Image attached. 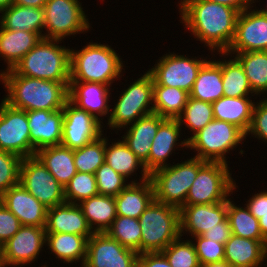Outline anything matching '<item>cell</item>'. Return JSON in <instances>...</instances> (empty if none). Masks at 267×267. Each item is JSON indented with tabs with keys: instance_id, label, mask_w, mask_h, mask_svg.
<instances>
[{
	"instance_id": "cell-1",
	"label": "cell",
	"mask_w": 267,
	"mask_h": 267,
	"mask_svg": "<svg viewBox=\"0 0 267 267\" xmlns=\"http://www.w3.org/2000/svg\"><path fill=\"white\" fill-rule=\"evenodd\" d=\"M181 23L211 52H226L230 47L239 12L208 0H181Z\"/></svg>"
},
{
	"instance_id": "cell-2",
	"label": "cell",
	"mask_w": 267,
	"mask_h": 267,
	"mask_svg": "<svg viewBox=\"0 0 267 267\" xmlns=\"http://www.w3.org/2000/svg\"><path fill=\"white\" fill-rule=\"evenodd\" d=\"M0 81L8 91L3 100L24 111L63 109L68 100L70 83L25 77L12 69L0 72Z\"/></svg>"
},
{
	"instance_id": "cell-3",
	"label": "cell",
	"mask_w": 267,
	"mask_h": 267,
	"mask_svg": "<svg viewBox=\"0 0 267 267\" xmlns=\"http://www.w3.org/2000/svg\"><path fill=\"white\" fill-rule=\"evenodd\" d=\"M122 58L108 44L89 42L80 50H70V81L109 85L121 75ZM115 79V80H114Z\"/></svg>"
},
{
	"instance_id": "cell-4",
	"label": "cell",
	"mask_w": 267,
	"mask_h": 267,
	"mask_svg": "<svg viewBox=\"0 0 267 267\" xmlns=\"http://www.w3.org/2000/svg\"><path fill=\"white\" fill-rule=\"evenodd\" d=\"M42 38L12 69L25 77L70 83V48Z\"/></svg>"
},
{
	"instance_id": "cell-5",
	"label": "cell",
	"mask_w": 267,
	"mask_h": 267,
	"mask_svg": "<svg viewBox=\"0 0 267 267\" xmlns=\"http://www.w3.org/2000/svg\"><path fill=\"white\" fill-rule=\"evenodd\" d=\"M141 227L140 254L162 252L181 236L179 208L154 200L138 218Z\"/></svg>"
},
{
	"instance_id": "cell-6",
	"label": "cell",
	"mask_w": 267,
	"mask_h": 267,
	"mask_svg": "<svg viewBox=\"0 0 267 267\" xmlns=\"http://www.w3.org/2000/svg\"><path fill=\"white\" fill-rule=\"evenodd\" d=\"M207 161L197 157L159 168L150 174L157 202L181 208L186 201L187 194L197 177L198 170Z\"/></svg>"
},
{
	"instance_id": "cell-7",
	"label": "cell",
	"mask_w": 267,
	"mask_h": 267,
	"mask_svg": "<svg viewBox=\"0 0 267 267\" xmlns=\"http://www.w3.org/2000/svg\"><path fill=\"white\" fill-rule=\"evenodd\" d=\"M246 134L236 125L213 119L188 140V148L197 151L194 157L228 164L226 153L244 143Z\"/></svg>"
},
{
	"instance_id": "cell-8",
	"label": "cell",
	"mask_w": 267,
	"mask_h": 267,
	"mask_svg": "<svg viewBox=\"0 0 267 267\" xmlns=\"http://www.w3.org/2000/svg\"><path fill=\"white\" fill-rule=\"evenodd\" d=\"M153 87V76L147 71L126 90L123 89L107 120L109 128L120 131V128L125 129L139 118L154 113Z\"/></svg>"
},
{
	"instance_id": "cell-9",
	"label": "cell",
	"mask_w": 267,
	"mask_h": 267,
	"mask_svg": "<svg viewBox=\"0 0 267 267\" xmlns=\"http://www.w3.org/2000/svg\"><path fill=\"white\" fill-rule=\"evenodd\" d=\"M228 164L207 161L199 170L184 205L213 204L229 199L238 186ZM230 194V196H229Z\"/></svg>"
},
{
	"instance_id": "cell-10",
	"label": "cell",
	"mask_w": 267,
	"mask_h": 267,
	"mask_svg": "<svg viewBox=\"0 0 267 267\" xmlns=\"http://www.w3.org/2000/svg\"><path fill=\"white\" fill-rule=\"evenodd\" d=\"M81 4L80 0H47L43 38L62 40L66 36L88 32L91 25Z\"/></svg>"
},
{
	"instance_id": "cell-11",
	"label": "cell",
	"mask_w": 267,
	"mask_h": 267,
	"mask_svg": "<svg viewBox=\"0 0 267 267\" xmlns=\"http://www.w3.org/2000/svg\"><path fill=\"white\" fill-rule=\"evenodd\" d=\"M19 183L47 208L66 202L64 187L36 156L22 158Z\"/></svg>"
},
{
	"instance_id": "cell-12",
	"label": "cell",
	"mask_w": 267,
	"mask_h": 267,
	"mask_svg": "<svg viewBox=\"0 0 267 267\" xmlns=\"http://www.w3.org/2000/svg\"><path fill=\"white\" fill-rule=\"evenodd\" d=\"M202 57L188 58L184 55L166 53L148 71L153 76V85L176 87L191 92L200 68L207 62Z\"/></svg>"
},
{
	"instance_id": "cell-13",
	"label": "cell",
	"mask_w": 267,
	"mask_h": 267,
	"mask_svg": "<svg viewBox=\"0 0 267 267\" xmlns=\"http://www.w3.org/2000/svg\"><path fill=\"white\" fill-rule=\"evenodd\" d=\"M0 150L17 154L21 158L35 156L31 146L26 111L0 103Z\"/></svg>"
},
{
	"instance_id": "cell-14",
	"label": "cell",
	"mask_w": 267,
	"mask_h": 267,
	"mask_svg": "<svg viewBox=\"0 0 267 267\" xmlns=\"http://www.w3.org/2000/svg\"><path fill=\"white\" fill-rule=\"evenodd\" d=\"M45 227L22 225V227L0 247V267L20 266L34 263L46 244Z\"/></svg>"
},
{
	"instance_id": "cell-15",
	"label": "cell",
	"mask_w": 267,
	"mask_h": 267,
	"mask_svg": "<svg viewBox=\"0 0 267 267\" xmlns=\"http://www.w3.org/2000/svg\"><path fill=\"white\" fill-rule=\"evenodd\" d=\"M267 51V13L247 8L238 14L235 36L221 57L235 53Z\"/></svg>"
},
{
	"instance_id": "cell-16",
	"label": "cell",
	"mask_w": 267,
	"mask_h": 267,
	"mask_svg": "<svg viewBox=\"0 0 267 267\" xmlns=\"http://www.w3.org/2000/svg\"><path fill=\"white\" fill-rule=\"evenodd\" d=\"M138 255L106 232H95L87 241L86 260L82 267H137Z\"/></svg>"
},
{
	"instance_id": "cell-17",
	"label": "cell",
	"mask_w": 267,
	"mask_h": 267,
	"mask_svg": "<svg viewBox=\"0 0 267 267\" xmlns=\"http://www.w3.org/2000/svg\"><path fill=\"white\" fill-rule=\"evenodd\" d=\"M63 131L61 145L78 149L103 135V125L87 111L75 106L69 99L63 107Z\"/></svg>"
},
{
	"instance_id": "cell-18",
	"label": "cell",
	"mask_w": 267,
	"mask_h": 267,
	"mask_svg": "<svg viewBox=\"0 0 267 267\" xmlns=\"http://www.w3.org/2000/svg\"><path fill=\"white\" fill-rule=\"evenodd\" d=\"M26 116L30 129L31 146L35 152L45 147L61 145L63 109L26 111Z\"/></svg>"
},
{
	"instance_id": "cell-19",
	"label": "cell",
	"mask_w": 267,
	"mask_h": 267,
	"mask_svg": "<svg viewBox=\"0 0 267 267\" xmlns=\"http://www.w3.org/2000/svg\"><path fill=\"white\" fill-rule=\"evenodd\" d=\"M179 211L181 237L189 233L192 238L203 235L227 218V200L213 204L183 205Z\"/></svg>"
},
{
	"instance_id": "cell-20",
	"label": "cell",
	"mask_w": 267,
	"mask_h": 267,
	"mask_svg": "<svg viewBox=\"0 0 267 267\" xmlns=\"http://www.w3.org/2000/svg\"><path fill=\"white\" fill-rule=\"evenodd\" d=\"M0 201L19 219L22 225L45 227L48 208L20 183L11 187Z\"/></svg>"
},
{
	"instance_id": "cell-21",
	"label": "cell",
	"mask_w": 267,
	"mask_h": 267,
	"mask_svg": "<svg viewBox=\"0 0 267 267\" xmlns=\"http://www.w3.org/2000/svg\"><path fill=\"white\" fill-rule=\"evenodd\" d=\"M109 87L102 83L70 81L68 99L103 124V119L100 117L108 115L107 119H109V112H111L110 105H108L111 94Z\"/></svg>"
},
{
	"instance_id": "cell-22",
	"label": "cell",
	"mask_w": 267,
	"mask_h": 267,
	"mask_svg": "<svg viewBox=\"0 0 267 267\" xmlns=\"http://www.w3.org/2000/svg\"><path fill=\"white\" fill-rule=\"evenodd\" d=\"M181 125L177 119H166L158 128L157 134L152 140L149 159L144 166L149 174L153 171L168 166L167 160L177 146L188 148V140L179 143ZM178 141V143H177ZM176 146V147H175Z\"/></svg>"
},
{
	"instance_id": "cell-23",
	"label": "cell",
	"mask_w": 267,
	"mask_h": 267,
	"mask_svg": "<svg viewBox=\"0 0 267 267\" xmlns=\"http://www.w3.org/2000/svg\"><path fill=\"white\" fill-rule=\"evenodd\" d=\"M45 231L82 236L94 234L80 206L68 202L48 208Z\"/></svg>"
},
{
	"instance_id": "cell-24",
	"label": "cell",
	"mask_w": 267,
	"mask_h": 267,
	"mask_svg": "<svg viewBox=\"0 0 267 267\" xmlns=\"http://www.w3.org/2000/svg\"><path fill=\"white\" fill-rule=\"evenodd\" d=\"M131 183L114 197L117 215L139 218L144 210L155 200L152 181H130Z\"/></svg>"
},
{
	"instance_id": "cell-25",
	"label": "cell",
	"mask_w": 267,
	"mask_h": 267,
	"mask_svg": "<svg viewBox=\"0 0 267 267\" xmlns=\"http://www.w3.org/2000/svg\"><path fill=\"white\" fill-rule=\"evenodd\" d=\"M264 243L232 235L224 244V260L232 267H262Z\"/></svg>"
},
{
	"instance_id": "cell-26",
	"label": "cell",
	"mask_w": 267,
	"mask_h": 267,
	"mask_svg": "<svg viewBox=\"0 0 267 267\" xmlns=\"http://www.w3.org/2000/svg\"><path fill=\"white\" fill-rule=\"evenodd\" d=\"M41 39L31 31L8 30L0 26V57L7 63L5 71L13 69Z\"/></svg>"
},
{
	"instance_id": "cell-27",
	"label": "cell",
	"mask_w": 267,
	"mask_h": 267,
	"mask_svg": "<svg viewBox=\"0 0 267 267\" xmlns=\"http://www.w3.org/2000/svg\"><path fill=\"white\" fill-rule=\"evenodd\" d=\"M255 102L250 97L222 96L212 103L214 119L236 125L245 134L248 132Z\"/></svg>"
},
{
	"instance_id": "cell-28",
	"label": "cell",
	"mask_w": 267,
	"mask_h": 267,
	"mask_svg": "<svg viewBox=\"0 0 267 267\" xmlns=\"http://www.w3.org/2000/svg\"><path fill=\"white\" fill-rule=\"evenodd\" d=\"M0 26L3 29L31 31L43 38L45 25L44 8L26 7L12 4L0 12Z\"/></svg>"
},
{
	"instance_id": "cell-29",
	"label": "cell",
	"mask_w": 267,
	"mask_h": 267,
	"mask_svg": "<svg viewBox=\"0 0 267 267\" xmlns=\"http://www.w3.org/2000/svg\"><path fill=\"white\" fill-rule=\"evenodd\" d=\"M224 96L222 61L208 60L199 70L189 97L213 103Z\"/></svg>"
},
{
	"instance_id": "cell-30",
	"label": "cell",
	"mask_w": 267,
	"mask_h": 267,
	"mask_svg": "<svg viewBox=\"0 0 267 267\" xmlns=\"http://www.w3.org/2000/svg\"><path fill=\"white\" fill-rule=\"evenodd\" d=\"M35 156L64 188L77 173L73 149L62 145L45 147L38 150Z\"/></svg>"
},
{
	"instance_id": "cell-31",
	"label": "cell",
	"mask_w": 267,
	"mask_h": 267,
	"mask_svg": "<svg viewBox=\"0 0 267 267\" xmlns=\"http://www.w3.org/2000/svg\"><path fill=\"white\" fill-rule=\"evenodd\" d=\"M91 236H82L71 233H47L46 245L63 263L80 262L82 267L86 260L87 241ZM77 261V262H76Z\"/></svg>"
},
{
	"instance_id": "cell-32",
	"label": "cell",
	"mask_w": 267,
	"mask_h": 267,
	"mask_svg": "<svg viewBox=\"0 0 267 267\" xmlns=\"http://www.w3.org/2000/svg\"><path fill=\"white\" fill-rule=\"evenodd\" d=\"M108 141L109 140L105 138V162L109 164L114 171L128 179L138 168H141L140 182L150 179V174L142 161L127 146L123 139L122 141L117 140L118 142H111V144H109Z\"/></svg>"
},
{
	"instance_id": "cell-33",
	"label": "cell",
	"mask_w": 267,
	"mask_h": 267,
	"mask_svg": "<svg viewBox=\"0 0 267 267\" xmlns=\"http://www.w3.org/2000/svg\"><path fill=\"white\" fill-rule=\"evenodd\" d=\"M78 205L94 233L106 232L117 217L116 202L112 196L98 194L82 200Z\"/></svg>"
},
{
	"instance_id": "cell-34",
	"label": "cell",
	"mask_w": 267,
	"mask_h": 267,
	"mask_svg": "<svg viewBox=\"0 0 267 267\" xmlns=\"http://www.w3.org/2000/svg\"><path fill=\"white\" fill-rule=\"evenodd\" d=\"M189 93L176 88L162 85L153 87L154 113L165 119H177L183 112Z\"/></svg>"
},
{
	"instance_id": "cell-35",
	"label": "cell",
	"mask_w": 267,
	"mask_h": 267,
	"mask_svg": "<svg viewBox=\"0 0 267 267\" xmlns=\"http://www.w3.org/2000/svg\"><path fill=\"white\" fill-rule=\"evenodd\" d=\"M255 95L267 93V51L235 53ZM265 92V93H264Z\"/></svg>"
},
{
	"instance_id": "cell-36",
	"label": "cell",
	"mask_w": 267,
	"mask_h": 267,
	"mask_svg": "<svg viewBox=\"0 0 267 267\" xmlns=\"http://www.w3.org/2000/svg\"><path fill=\"white\" fill-rule=\"evenodd\" d=\"M227 218L232 229V234L246 239L258 240L265 242L263 238L259 221L256 219L245 206V208L227 199Z\"/></svg>"
},
{
	"instance_id": "cell-37",
	"label": "cell",
	"mask_w": 267,
	"mask_h": 267,
	"mask_svg": "<svg viewBox=\"0 0 267 267\" xmlns=\"http://www.w3.org/2000/svg\"><path fill=\"white\" fill-rule=\"evenodd\" d=\"M234 59L222 60V81L225 97H249L254 96L243 66Z\"/></svg>"
},
{
	"instance_id": "cell-38",
	"label": "cell",
	"mask_w": 267,
	"mask_h": 267,
	"mask_svg": "<svg viewBox=\"0 0 267 267\" xmlns=\"http://www.w3.org/2000/svg\"><path fill=\"white\" fill-rule=\"evenodd\" d=\"M106 233L122 246L140 254L141 227L137 218L117 215Z\"/></svg>"
},
{
	"instance_id": "cell-39",
	"label": "cell",
	"mask_w": 267,
	"mask_h": 267,
	"mask_svg": "<svg viewBox=\"0 0 267 267\" xmlns=\"http://www.w3.org/2000/svg\"><path fill=\"white\" fill-rule=\"evenodd\" d=\"M214 119L212 103L188 97L182 114L177 118L179 124L184 125L193 132L192 135L203 129ZM184 123V124H182Z\"/></svg>"
},
{
	"instance_id": "cell-40",
	"label": "cell",
	"mask_w": 267,
	"mask_h": 267,
	"mask_svg": "<svg viewBox=\"0 0 267 267\" xmlns=\"http://www.w3.org/2000/svg\"><path fill=\"white\" fill-rule=\"evenodd\" d=\"M105 162V137L104 134L98 139L74 149V163L77 172L95 174L96 170Z\"/></svg>"
},
{
	"instance_id": "cell-41",
	"label": "cell",
	"mask_w": 267,
	"mask_h": 267,
	"mask_svg": "<svg viewBox=\"0 0 267 267\" xmlns=\"http://www.w3.org/2000/svg\"><path fill=\"white\" fill-rule=\"evenodd\" d=\"M98 194L96 177L91 173L77 172L64 188L66 202L73 204Z\"/></svg>"
},
{
	"instance_id": "cell-42",
	"label": "cell",
	"mask_w": 267,
	"mask_h": 267,
	"mask_svg": "<svg viewBox=\"0 0 267 267\" xmlns=\"http://www.w3.org/2000/svg\"><path fill=\"white\" fill-rule=\"evenodd\" d=\"M181 239L180 236L162 251L170 265L172 267H200L193 241Z\"/></svg>"
},
{
	"instance_id": "cell-43",
	"label": "cell",
	"mask_w": 267,
	"mask_h": 267,
	"mask_svg": "<svg viewBox=\"0 0 267 267\" xmlns=\"http://www.w3.org/2000/svg\"><path fill=\"white\" fill-rule=\"evenodd\" d=\"M21 160L17 154L0 150V197L19 184Z\"/></svg>"
},
{
	"instance_id": "cell-44",
	"label": "cell",
	"mask_w": 267,
	"mask_h": 267,
	"mask_svg": "<svg viewBox=\"0 0 267 267\" xmlns=\"http://www.w3.org/2000/svg\"><path fill=\"white\" fill-rule=\"evenodd\" d=\"M99 195L115 197L130 183L126 178L114 171L109 164L104 162L95 173Z\"/></svg>"
},
{
	"instance_id": "cell-45",
	"label": "cell",
	"mask_w": 267,
	"mask_h": 267,
	"mask_svg": "<svg viewBox=\"0 0 267 267\" xmlns=\"http://www.w3.org/2000/svg\"><path fill=\"white\" fill-rule=\"evenodd\" d=\"M166 119L156 113H151L139 118L131 126H127L126 133L122 138H143L152 141L157 134L159 126ZM129 128V129H128Z\"/></svg>"
},
{
	"instance_id": "cell-46",
	"label": "cell",
	"mask_w": 267,
	"mask_h": 267,
	"mask_svg": "<svg viewBox=\"0 0 267 267\" xmlns=\"http://www.w3.org/2000/svg\"><path fill=\"white\" fill-rule=\"evenodd\" d=\"M192 239L196 240L193 244L195 246L200 265L224 260V244L206 239L202 235L193 236Z\"/></svg>"
},
{
	"instance_id": "cell-47",
	"label": "cell",
	"mask_w": 267,
	"mask_h": 267,
	"mask_svg": "<svg viewBox=\"0 0 267 267\" xmlns=\"http://www.w3.org/2000/svg\"><path fill=\"white\" fill-rule=\"evenodd\" d=\"M252 135L255 138L267 142V98L256 102L253 108L252 122L247 135Z\"/></svg>"
},
{
	"instance_id": "cell-48",
	"label": "cell",
	"mask_w": 267,
	"mask_h": 267,
	"mask_svg": "<svg viewBox=\"0 0 267 267\" xmlns=\"http://www.w3.org/2000/svg\"><path fill=\"white\" fill-rule=\"evenodd\" d=\"M21 227L19 219L0 201V247Z\"/></svg>"
},
{
	"instance_id": "cell-49",
	"label": "cell",
	"mask_w": 267,
	"mask_h": 267,
	"mask_svg": "<svg viewBox=\"0 0 267 267\" xmlns=\"http://www.w3.org/2000/svg\"><path fill=\"white\" fill-rule=\"evenodd\" d=\"M127 146L144 164L149 159L152 141L143 138H122Z\"/></svg>"
},
{
	"instance_id": "cell-50",
	"label": "cell",
	"mask_w": 267,
	"mask_h": 267,
	"mask_svg": "<svg viewBox=\"0 0 267 267\" xmlns=\"http://www.w3.org/2000/svg\"><path fill=\"white\" fill-rule=\"evenodd\" d=\"M137 267H172L162 252H145L138 255Z\"/></svg>"
},
{
	"instance_id": "cell-51",
	"label": "cell",
	"mask_w": 267,
	"mask_h": 267,
	"mask_svg": "<svg viewBox=\"0 0 267 267\" xmlns=\"http://www.w3.org/2000/svg\"><path fill=\"white\" fill-rule=\"evenodd\" d=\"M232 235L229 220L226 218L223 222L218 223L216 227L208 229L202 236L206 239L225 244Z\"/></svg>"
},
{
	"instance_id": "cell-52",
	"label": "cell",
	"mask_w": 267,
	"mask_h": 267,
	"mask_svg": "<svg viewBox=\"0 0 267 267\" xmlns=\"http://www.w3.org/2000/svg\"><path fill=\"white\" fill-rule=\"evenodd\" d=\"M250 213L259 219L262 214L267 212V191L263 190L260 193L254 194L245 204Z\"/></svg>"
},
{
	"instance_id": "cell-53",
	"label": "cell",
	"mask_w": 267,
	"mask_h": 267,
	"mask_svg": "<svg viewBox=\"0 0 267 267\" xmlns=\"http://www.w3.org/2000/svg\"><path fill=\"white\" fill-rule=\"evenodd\" d=\"M214 3L228 6L230 8L236 9L239 13L251 8V4L255 3L254 0H208Z\"/></svg>"
},
{
	"instance_id": "cell-54",
	"label": "cell",
	"mask_w": 267,
	"mask_h": 267,
	"mask_svg": "<svg viewBox=\"0 0 267 267\" xmlns=\"http://www.w3.org/2000/svg\"><path fill=\"white\" fill-rule=\"evenodd\" d=\"M47 0H13V4L26 7L44 8Z\"/></svg>"
},
{
	"instance_id": "cell-55",
	"label": "cell",
	"mask_w": 267,
	"mask_h": 267,
	"mask_svg": "<svg viewBox=\"0 0 267 267\" xmlns=\"http://www.w3.org/2000/svg\"><path fill=\"white\" fill-rule=\"evenodd\" d=\"M262 236L267 240V212L258 219Z\"/></svg>"
},
{
	"instance_id": "cell-56",
	"label": "cell",
	"mask_w": 267,
	"mask_h": 267,
	"mask_svg": "<svg viewBox=\"0 0 267 267\" xmlns=\"http://www.w3.org/2000/svg\"><path fill=\"white\" fill-rule=\"evenodd\" d=\"M200 267H232L227 261L223 260L220 262H213L208 264H203Z\"/></svg>"
},
{
	"instance_id": "cell-57",
	"label": "cell",
	"mask_w": 267,
	"mask_h": 267,
	"mask_svg": "<svg viewBox=\"0 0 267 267\" xmlns=\"http://www.w3.org/2000/svg\"><path fill=\"white\" fill-rule=\"evenodd\" d=\"M13 4V0H0V12L9 8Z\"/></svg>"
},
{
	"instance_id": "cell-58",
	"label": "cell",
	"mask_w": 267,
	"mask_h": 267,
	"mask_svg": "<svg viewBox=\"0 0 267 267\" xmlns=\"http://www.w3.org/2000/svg\"><path fill=\"white\" fill-rule=\"evenodd\" d=\"M263 257H264V263H265L266 262L265 260L267 259L266 258L267 257V240L264 243V255H263ZM263 265H266V267H267V264L266 263L263 264Z\"/></svg>"
},
{
	"instance_id": "cell-59",
	"label": "cell",
	"mask_w": 267,
	"mask_h": 267,
	"mask_svg": "<svg viewBox=\"0 0 267 267\" xmlns=\"http://www.w3.org/2000/svg\"><path fill=\"white\" fill-rule=\"evenodd\" d=\"M258 11L263 12V13H267V9L266 8L265 9L263 8L262 10L261 9H258Z\"/></svg>"
}]
</instances>
